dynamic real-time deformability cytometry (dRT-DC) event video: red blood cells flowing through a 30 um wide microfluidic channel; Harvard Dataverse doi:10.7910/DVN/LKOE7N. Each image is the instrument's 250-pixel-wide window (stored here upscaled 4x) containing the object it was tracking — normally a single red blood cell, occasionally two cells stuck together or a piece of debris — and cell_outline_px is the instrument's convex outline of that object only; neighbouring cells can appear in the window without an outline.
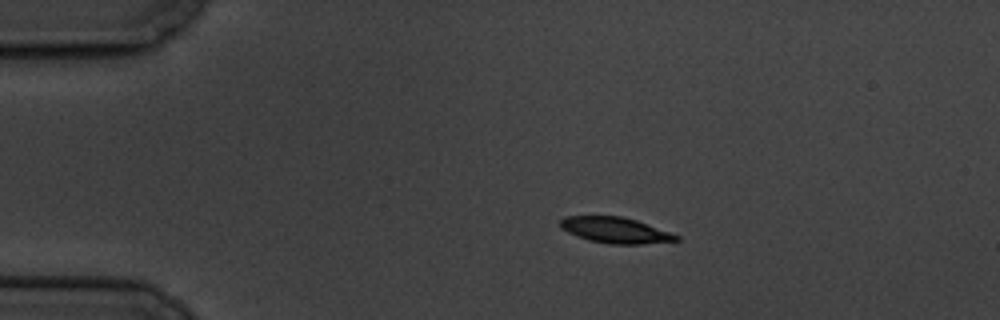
{"species": "common noctule bat (a hibernating species)", "species_latin": "Nyctalus noctula", "temperature_condition": "cold", "stored_images_in_passage": 4, "camera_frame_rate_fps": 3000, "um_per_image_px": 0.085, "animal": {"sex": "male", "body_mass_g": 19.5, "forearm_length_mm": 54.6}, "frame": {"image": 1, "passage_image": 3, "time_ms": 2.333, "image_size_px": [1000, 320], "cell_outline_px": [[680, 240], [640, 244], [608, 244], [588, 240], [576, 236], [560, 228], [560, 220], [564, 216], [620, 216], [636, 220], [680, 236]], "centroid_in_image_um": [52.27, 19.57], "position_along_channel_um": 32.7, "area_um2": 17.4}}